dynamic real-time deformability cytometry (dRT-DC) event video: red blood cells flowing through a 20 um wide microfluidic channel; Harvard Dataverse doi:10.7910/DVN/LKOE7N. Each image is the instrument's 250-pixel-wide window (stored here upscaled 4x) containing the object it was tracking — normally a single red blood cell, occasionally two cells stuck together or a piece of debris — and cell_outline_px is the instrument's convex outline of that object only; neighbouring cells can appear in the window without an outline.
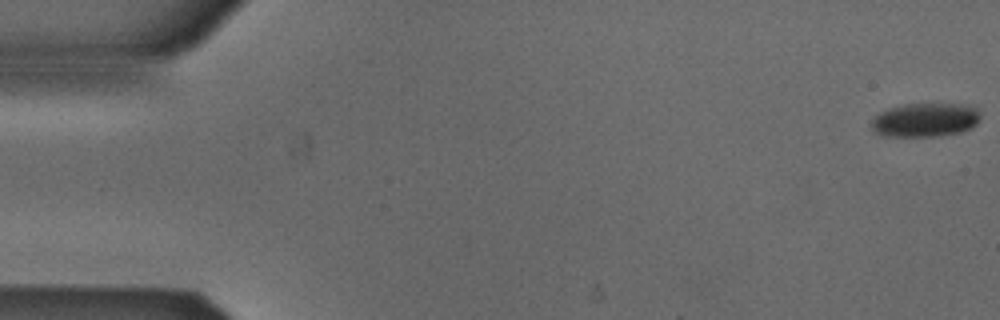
{"species": "Egyptian fruit bat (a non-hibernating species)", "species_latin": "Rousettus aegyptiacus", "temperature_condition": "cold", "stored_images_in_passage": 53, "camera_frame_rate_fps": 3000, "um_per_image_px": 0.085, "animal": {"sex": "male"}, "frame": {"image": 1, "passage_image": 1, "time_ms": 0.0, "image_size_px": [1000, 320], "cell_outline_px": [[980, 116], [976, 124], [972, 128], [960, 132], [940, 136], [884, 136], [872, 132], [872, 120], [880, 112], [888, 108], [904, 104], [956, 104], [976, 108], [980, 112]], "centroid_in_image_um": [78.62, 10.2], "position_along_channel_um": 6.4, "area_um2": 21.5}}
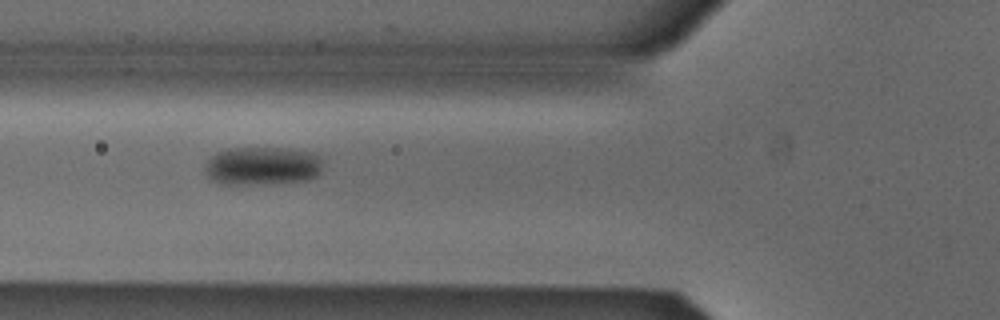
{"frame": {"image": 2, "passage_image": 20, "time_ms": 6.333, "image_size_px": [1000, 320], "cell_outline_px": [[324, 160], [320, 172], [316, 176], [308, 180], [276, 184], [224, 184], [212, 180], [208, 176], [204, 168], [204, 164], [216, 152], [228, 148], [288, 148], [308, 152], [320, 156]], "centroid_in_image_um": [22.32, 14.11], "position_along_channel_um": 103.5, "area_um2": 26.76}}
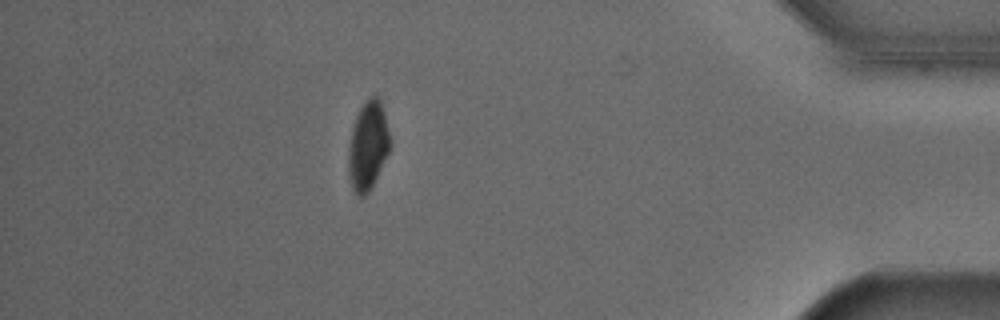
{"frame": {"image": 3, "passage_image": 47, "time_ms": 15.333, "image_size_px": [1000, 320], "cell_outline_px": [[392, 144], [368, 192], [364, 196], [356, 196], [352, 188], [348, 172], [348, 148], [352, 128], [356, 116], [360, 108], [372, 96], [376, 96], [380, 100], [384, 112]], "centroid_in_image_um": [31.26, 12.39], "position_along_channel_um": 403.9, "area_um2": 21.15}, "authors_computed_cell_mechanics": {"area_um2": 24.0448, "velocity_mm_per_s": 3.8797, "shape_relaxation_time_tau1_ms": 4.1786, "shape_relaxation_time_tau2_ms": null, "deformation_change_tau1": 0.0802, "deformation_change_tau2": null}}